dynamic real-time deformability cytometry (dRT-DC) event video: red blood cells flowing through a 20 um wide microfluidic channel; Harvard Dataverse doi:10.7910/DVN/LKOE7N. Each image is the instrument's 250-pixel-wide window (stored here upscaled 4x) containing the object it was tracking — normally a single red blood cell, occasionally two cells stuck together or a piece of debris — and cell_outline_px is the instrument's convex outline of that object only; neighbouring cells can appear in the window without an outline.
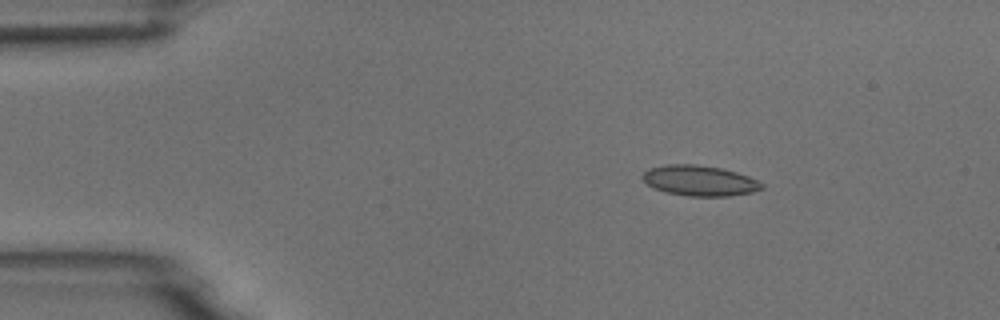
{"species": "common noctule bat (a hibernating species)", "species_latin": "Nyctalus noctula", "temperature_condition": "room temperature", "stored_images_in_passage": 5, "camera_frame_rate_fps": 3000, "um_per_image_px": 0.085, "animal": {"sex": "male", "body_mass_g": 18.8}, "frame": {"image": 1, "passage_image": 3, "time_ms": 2.333, "image_size_px": [1000, 320], "cell_outline_px": [[764, 188], [752, 192], [728, 196], [688, 196], [668, 192], [652, 188], [640, 176], [648, 168], [668, 164], [696, 164], [720, 168], [736, 172], [748, 176], [764, 184]], "centroid_in_image_um": [59.45, 15.35], "position_along_channel_um": 25.6, "area_um2": 21.1}}